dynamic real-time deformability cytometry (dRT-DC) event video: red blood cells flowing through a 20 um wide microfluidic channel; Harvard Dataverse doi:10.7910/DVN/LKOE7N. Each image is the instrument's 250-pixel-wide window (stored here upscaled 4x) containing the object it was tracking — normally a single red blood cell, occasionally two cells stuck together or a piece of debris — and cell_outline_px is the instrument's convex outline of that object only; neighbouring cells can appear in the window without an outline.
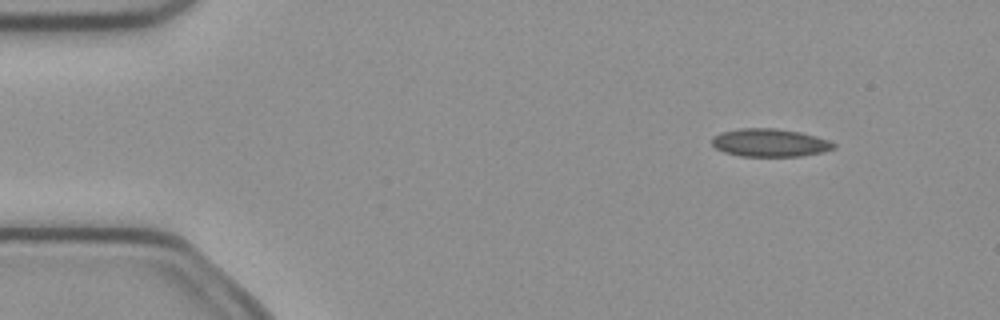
{"species": "common noctule bat (a hibernating species)", "species_latin": "Nyctalus noctula", "temperature_condition": "cold", "stored_images_in_passage": 4, "camera_frame_rate_fps": 3000, "um_per_image_px": 0.085, "animal": {"sex": "female", "body_mass_g": 21.9}, "frame": {"image": 1, "passage_image": 1, "time_ms": 0.0, "image_size_px": [1000, 320], "cell_outline_px": [[836, 148], [820, 152], [800, 156], [740, 156], [724, 152], [716, 148], [712, 144], [712, 136], [720, 132], [740, 128], [776, 128], [800, 132], [816, 136], [828, 140], [836, 144]], "centroid_in_image_um": [65.41, 12.12], "position_along_channel_um": 19.6, "area_um2": 19.88}}